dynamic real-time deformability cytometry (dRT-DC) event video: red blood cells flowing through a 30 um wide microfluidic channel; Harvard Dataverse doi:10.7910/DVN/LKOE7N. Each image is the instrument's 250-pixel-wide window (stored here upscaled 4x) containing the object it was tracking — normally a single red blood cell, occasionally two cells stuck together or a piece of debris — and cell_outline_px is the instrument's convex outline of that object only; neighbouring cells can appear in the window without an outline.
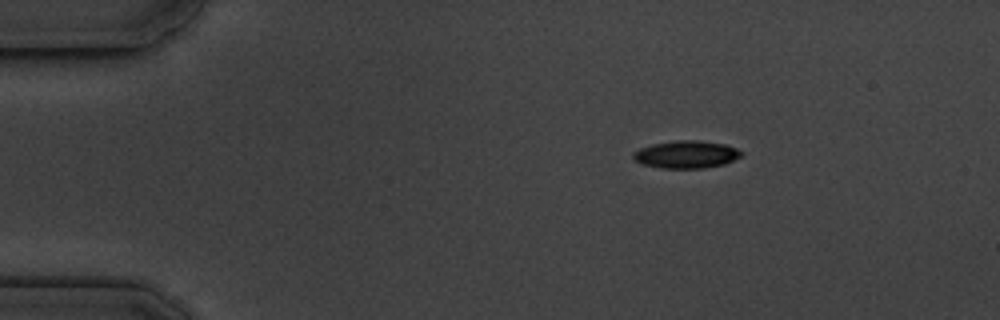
{"species": "common noctule bat (a hibernating species)", "species_latin": "Nyctalus noctula", "temperature_condition": "cold", "stored_images_in_passage": 3, "camera_frame_rate_fps": 3000, "um_per_image_px": 0.085, "animal": {"sex": "male", "body_mass_g": 19.5, "forearm_length_mm": 54.6}, "frame": {"image": 1, "passage_image": 1, "time_ms": 0.0, "image_size_px": [1000, 320], "cell_outline_px": [[744, 152], [740, 156], [724, 164], [704, 168], [660, 168], [644, 164], [636, 160], [632, 156], [632, 152], [640, 148], [652, 144], [676, 140], [696, 140], [724, 144], [736, 148]], "centroid_in_image_um": [58.32, 13.12], "position_along_channel_um": 26.7, "area_um2": 17.22}}